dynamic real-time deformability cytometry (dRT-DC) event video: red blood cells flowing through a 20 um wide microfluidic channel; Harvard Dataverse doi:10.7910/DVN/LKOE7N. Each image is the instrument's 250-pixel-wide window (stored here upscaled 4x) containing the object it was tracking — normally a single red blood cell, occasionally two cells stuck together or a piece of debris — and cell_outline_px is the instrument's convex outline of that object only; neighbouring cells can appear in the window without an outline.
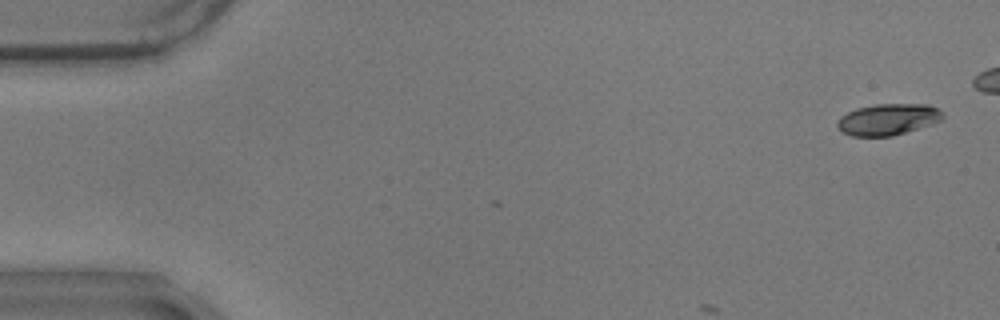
{"species": "common noctule bat (a hibernating species)", "species_latin": "Nyctalus noctula", "temperature_condition": "warm", "stored_images_in_passage": 3, "camera_frame_rate_fps": 3000, "um_per_image_px": 0.085, "animal": {"sex": "male", "body_mass_g": 17.9}, "frame": {"image": 1, "passage_image": 3, "time_ms": 0.667, "image_size_px": [1000, 320], "cell_outline_px": [[944, 116], [940, 120], [892, 136], [852, 136], [836, 128], [836, 120], [840, 116], [856, 108], [876, 104], [928, 104], [936, 108]], "centroid_in_image_um": [75.39, 10.14], "position_along_channel_um": 9.6, "area_um2": 19.02}}